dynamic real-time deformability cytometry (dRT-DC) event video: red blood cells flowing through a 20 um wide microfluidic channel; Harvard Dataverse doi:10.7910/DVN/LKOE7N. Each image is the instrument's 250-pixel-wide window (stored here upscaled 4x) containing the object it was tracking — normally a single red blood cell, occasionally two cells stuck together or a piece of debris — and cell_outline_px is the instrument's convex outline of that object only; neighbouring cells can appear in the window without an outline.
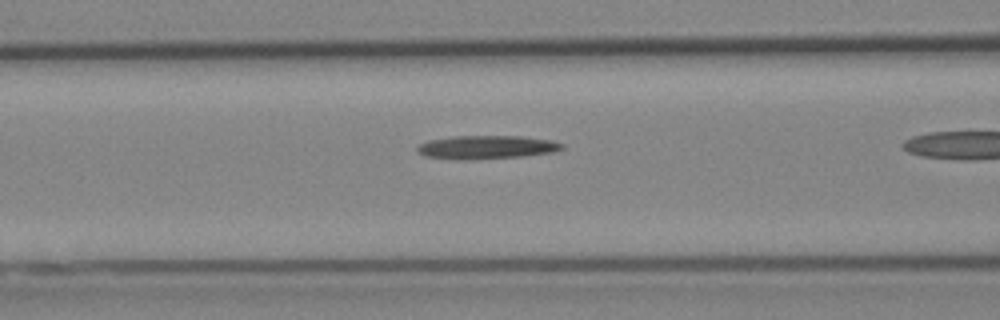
{"species": "Egyptian fruit bat (a non-hibernating species)", "species_latin": "Rousettus aegyptiacus", "temperature_condition": "cold", "stored_images_in_passage": 38, "camera_frame_rate_fps": 3000, "um_per_image_px": 0.085, "animal": {"sex": "female"}, "frame": {"image": 1, "passage_image": 18, "time_ms": 5.667, "image_size_px": [1000, 320], "cell_outline_px": [[564, 148], [552, 152], [524, 156], [424, 156], [416, 152], [416, 148], [420, 144], [428, 140], [452, 136], [520, 136], [552, 140], [564, 144]], "centroid_in_image_um": [41.44, 12.44], "position_along_channel_um": 125.2, "area_um2": 18.38}}
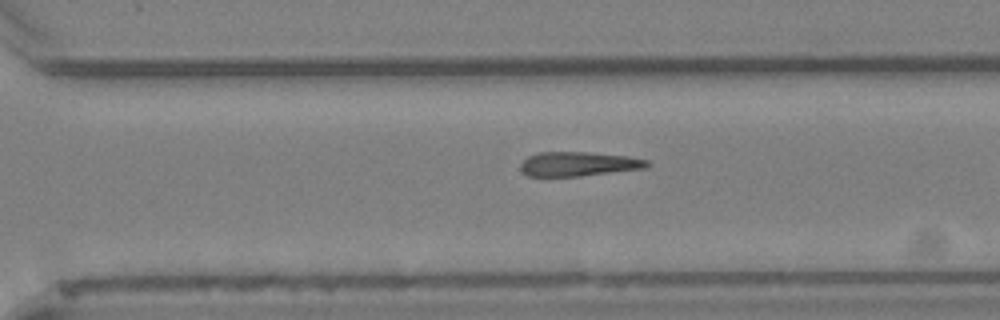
{"frame": {"image": 2, "passage_image": 33, "time_ms": 10.667, "image_size_px": [1000, 320], "cell_outline_px": [[652, 164], [648, 168], [580, 176], [528, 176], [520, 168], [520, 164], [528, 156], [536, 152], [588, 152], [628, 156], [648, 160]], "centroid_in_image_um": [49.21, 13.93], "position_along_channel_um": 321.4, "area_um2": 18.09}}
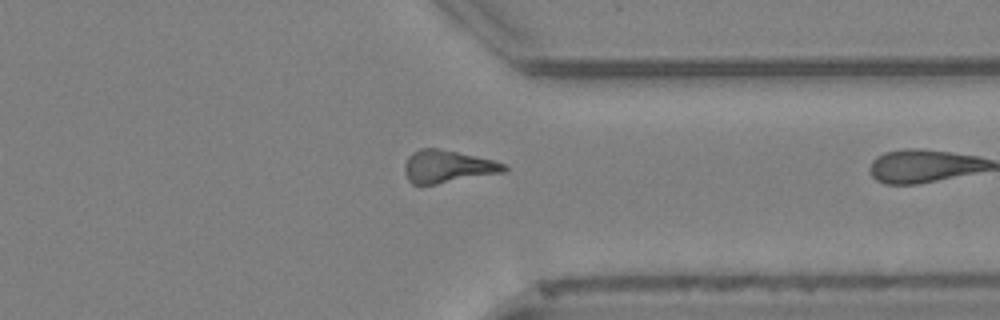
{"frame": {"image": 3, "passage_image": 37, "time_ms": 12.0, "image_size_px": [1000, 320], "cell_outline_px": [[508, 172], [420, 188], [412, 184], [408, 180], [404, 172], [404, 164], [408, 156], [412, 152], [420, 148], [436, 148], [476, 156], [492, 160], [504, 164], [508, 168]], "centroid_in_image_um": [38.01, 14.21], "position_along_channel_um": 373.4, "area_um2": 19.65}}